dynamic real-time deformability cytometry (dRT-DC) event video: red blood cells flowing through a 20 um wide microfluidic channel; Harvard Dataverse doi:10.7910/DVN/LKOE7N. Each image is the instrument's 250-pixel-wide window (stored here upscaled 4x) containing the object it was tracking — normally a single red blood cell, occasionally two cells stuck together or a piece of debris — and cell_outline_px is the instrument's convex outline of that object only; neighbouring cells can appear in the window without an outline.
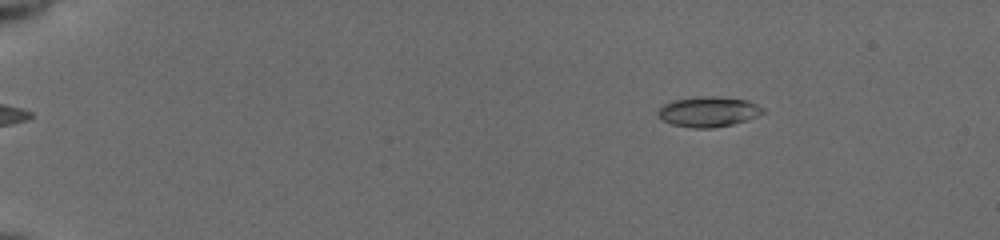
{"species": "common noctule bat (a hibernating species)", "species_latin": "Nyctalus noctula", "temperature_condition": "cold", "stored_images_in_passage": 55, "camera_frame_rate_fps": 3000, "um_per_image_px": 0.085, "animal": {"sex": "female", "body_mass_g": 19.5, "forearm_length_mm": 54.1}, "frame": {"image": 1, "passage_image": 9, "time_ms": 2.667, "image_size_px": [1000, 240], "cell_outline_px": [[764, 112], [756, 116], [732, 124], [712, 128], [692, 128], [672, 124], [664, 120], [656, 112], [664, 104], [672, 100], [708, 96], [712, 96], [748, 100], [764, 108]], "centroid_in_image_um": [60.21, 9.49], "position_along_channel_um": 24.8, "area_um2": 18.15}}
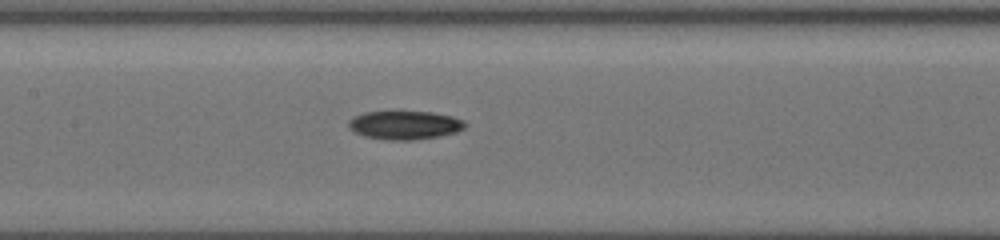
{"frame": {"image": 2, "passage_image": 29, "time_ms": 9.333, "image_size_px": [1000, 240], "cell_outline_px": [[468, 124], [464, 128], [456, 132], [436, 136], [412, 140], [388, 140], [364, 136], [348, 128], [348, 120], [352, 116], [364, 112], [396, 108], [432, 112], [452, 116], [464, 120]], "centroid_in_image_um": [34.35, 10.57], "position_along_channel_um": 173.0, "area_um2": 20.35}}
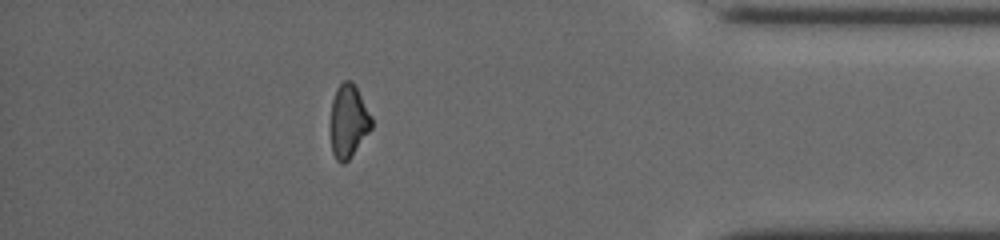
{"frame": {"image": 3, "passage_image": 49, "time_ms": 16.0, "image_size_px": [1000, 240], "cell_outline_px": [[372, 128], [348, 160], [344, 164], [340, 164], [336, 160], [332, 152], [332, 100], [336, 88], [344, 80], [352, 80], [372, 116]], "centroid_in_image_um": [29.64, 10.29], "position_along_channel_um": 405.6, "area_um2": 17.22}, "authors_computed_cell_mechanics": {"area_um2": 18.3226, "velocity_mm_per_s": 3.9389, "shape_relaxation_time_tau1_ms": 3.1632, "shape_relaxation_time_tau2_ms": null, "deformation_change_tau1": 0.1333, "deformation_change_tau2": null}}